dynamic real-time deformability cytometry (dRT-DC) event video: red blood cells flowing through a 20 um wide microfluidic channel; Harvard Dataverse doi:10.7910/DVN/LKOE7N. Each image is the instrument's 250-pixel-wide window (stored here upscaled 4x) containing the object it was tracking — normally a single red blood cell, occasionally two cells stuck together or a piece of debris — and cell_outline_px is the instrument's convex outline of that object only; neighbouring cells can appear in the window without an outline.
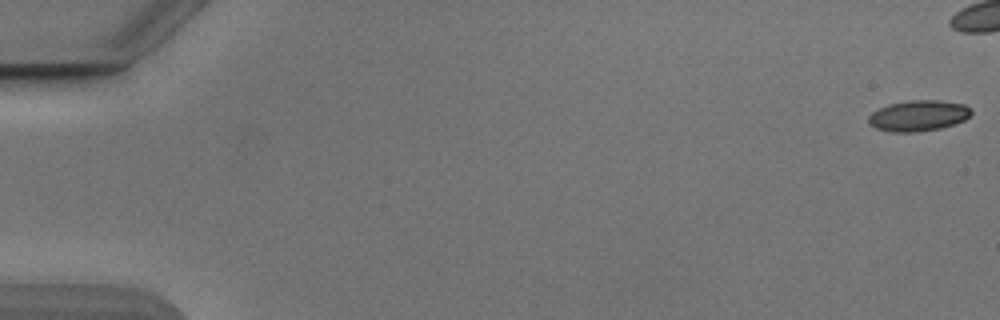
{"species": "Egyptian fruit bat (a non-hibernating species)", "species_latin": "Rousettus aegyptiacus", "temperature_condition": "cold", "stored_images_in_passage": 44, "camera_frame_rate_fps": 3000, "um_per_image_px": 0.085, "animal": {"sex": "male"}, "frame": {"image": 1, "passage_image": 1, "time_ms": 0.0, "image_size_px": [1000, 320], "cell_outline_px": [[972, 112], [964, 120], [940, 128], [916, 132], [892, 132], [876, 128], [868, 120], [868, 116], [872, 112], [888, 104], [912, 100], [936, 100], [964, 104], [972, 108]], "centroid_in_image_um": [78.07, 9.83], "position_along_channel_um": 6.9, "area_um2": 18.26}}
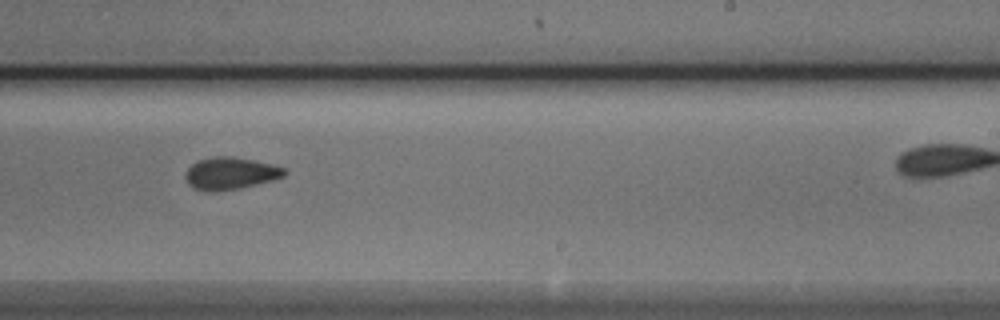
{"frame": {"image": 2, "passage_image": 34, "time_ms": 11.0, "image_size_px": [1000, 320], "cell_outline_px": [[288, 172], [284, 176], [272, 180], [240, 188], [208, 192], [204, 192], [192, 188], [188, 184], [184, 176], [188, 168], [192, 164], [200, 160], [216, 156], [232, 156], [272, 164], [284, 168]], "centroid_in_image_um": [19.56, 14.74], "position_along_channel_um": 269.4, "area_um2": 18.55}}
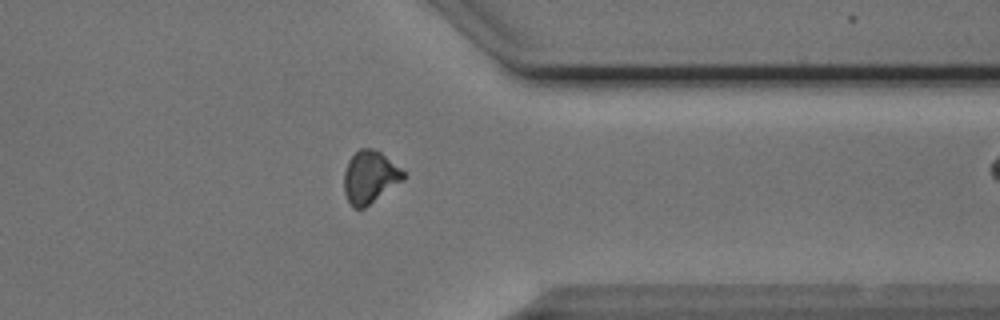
{"frame": {"image": 3, "passage_image": 43, "time_ms": 14.0, "image_size_px": [1000, 320], "cell_outline_px": [[404, 180], [364, 208], [352, 208], [344, 192], [344, 172], [348, 160], [360, 148], [372, 148], [380, 152], [400, 168], [404, 172]], "centroid_in_image_um": [31.42, 15.06], "position_along_channel_um": 380.0, "area_um2": 17.98}}